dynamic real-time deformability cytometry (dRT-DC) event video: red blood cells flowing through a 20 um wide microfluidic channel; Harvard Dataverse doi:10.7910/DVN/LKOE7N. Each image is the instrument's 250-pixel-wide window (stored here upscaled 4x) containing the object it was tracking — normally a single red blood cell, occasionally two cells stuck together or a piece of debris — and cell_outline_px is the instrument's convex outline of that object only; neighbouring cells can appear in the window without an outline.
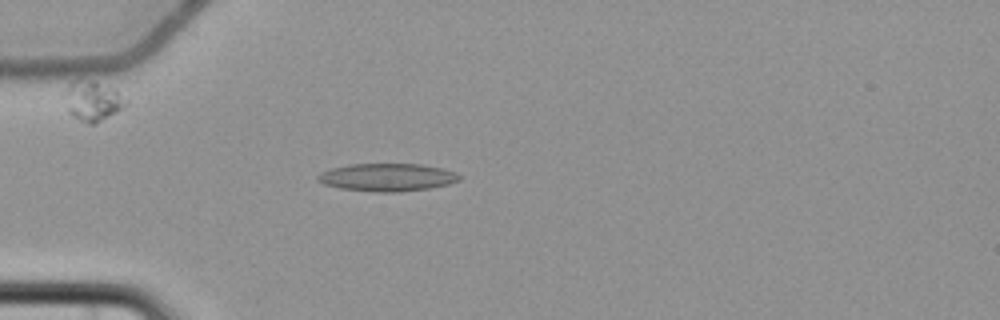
{"species": "common noctule bat (a hibernating species)", "species_latin": "Nyctalus noctula", "temperature_condition": "cold", "stored_images_in_passage": 5, "camera_frame_rate_fps": 3000, "um_per_image_px": 0.085, "animal": {"sex": "female", "body_mass_g": 22.7, "forearm_length_mm": 54.2}, "frame": {"image": 1, "passage_image": 5, "time_ms": 5.667, "image_size_px": [1000, 320], "cell_outline_px": [[460, 180], [448, 184], [428, 188], [400, 192], [372, 192], [340, 188], [324, 184], [316, 180], [316, 176], [320, 172], [332, 168], [348, 164], [420, 164], [440, 168], [456, 172], [460, 176]], "centroid_in_image_um": [32.87, 15.07], "position_along_channel_um": 52.1, "area_um2": 22.95}}